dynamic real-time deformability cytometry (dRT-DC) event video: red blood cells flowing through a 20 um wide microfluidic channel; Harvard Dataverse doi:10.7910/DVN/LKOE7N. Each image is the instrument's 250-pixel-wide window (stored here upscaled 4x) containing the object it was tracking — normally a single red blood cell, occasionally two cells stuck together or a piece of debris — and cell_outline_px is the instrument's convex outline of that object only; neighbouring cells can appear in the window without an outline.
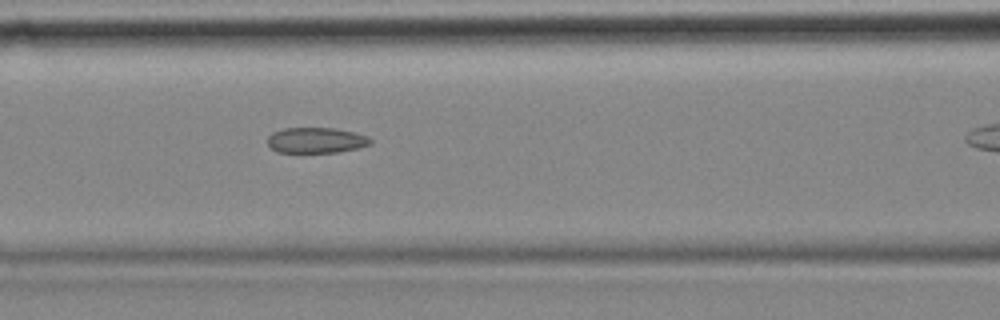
{"species": "common noctule bat (a hibernating species)", "species_latin": "Nyctalus noctula", "temperature_condition": "cold", "stored_images_in_passage": 6, "segment_of_instrument_passage": [1, 2], "camera_frame_rate_fps": 3000, "um_per_image_px": 0.085, "animal": {"sex": "female", "body_mass_g": 18.4}, "frame": {"image": 1, "passage_image": 5, "time_ms": 1.333, "image_size_px": [1000, 320], "cell_outline_px": [[372, 144], [356, 148], [336, 152], [276, 152], [268, 144], [268, 136], [272, 132], [284, 128], [336, 128], [368, 136], [372, 140]], "centroid_in_image_um": [26.86, 11.91], "position_along_channel_um": 139.7, "area_um2": 15.26}}